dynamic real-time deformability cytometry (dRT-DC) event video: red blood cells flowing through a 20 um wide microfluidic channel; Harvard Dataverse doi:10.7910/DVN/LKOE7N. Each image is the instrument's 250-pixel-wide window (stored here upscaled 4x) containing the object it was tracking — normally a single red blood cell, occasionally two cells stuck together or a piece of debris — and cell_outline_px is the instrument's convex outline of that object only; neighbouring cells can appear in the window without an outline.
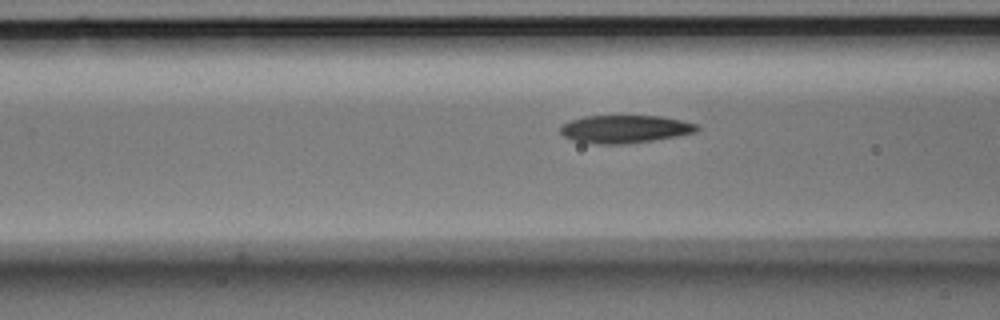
{"species": "Egyptian fruit bat (a non-hibernating species)", "species_latin": "Rousettus aegyptiacus", "temperature_condition": "room temperature", "stored_images_in_passage": 7, "camera_frame_rate_fps": 3000, "um_per_image_px": 0.085, "animal": {"sex": "male"}, "frame": {"image": 1, "passage_image": 5, "time_ms": 1.333, "image_size_px": [1000, 320], "cell_outline_px": [[700, 128], [696, 132], [676, 136], [628, 144], [596, 144], [572, 140], [564, 136], [560, 132], [560, 124], [584, 116], [660, 116], [700, 124]], "centroid_in_image_um": [53.11, 10.97], "position_along_channel_um": 113.5, "area_um2": 22.25}}